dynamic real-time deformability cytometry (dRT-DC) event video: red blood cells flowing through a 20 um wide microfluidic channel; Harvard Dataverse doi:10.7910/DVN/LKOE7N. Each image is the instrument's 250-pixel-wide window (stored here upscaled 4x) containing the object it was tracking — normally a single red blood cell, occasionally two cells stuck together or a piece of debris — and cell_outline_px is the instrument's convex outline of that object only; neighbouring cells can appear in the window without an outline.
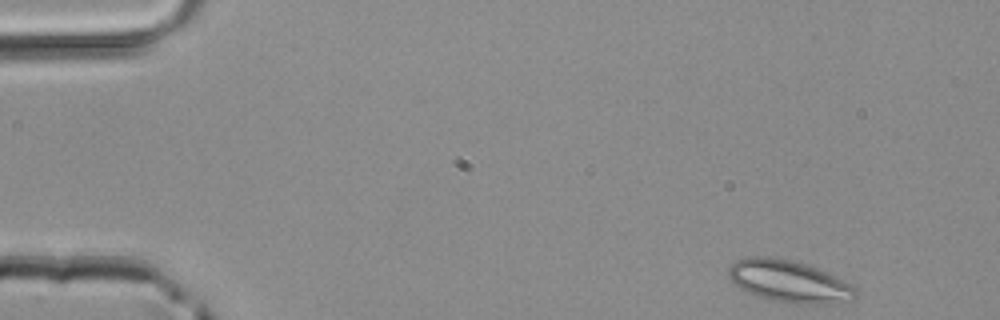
{"species": "common noctule bat (a hibernating species)", "species_latin": "Nyctalus noctula", "temperature_condition": "room temperature", "stored_images_in_passage": 45, "segment_of_instrument_passage": [1, 2], "camera_frame_rate_fps": 3000, "um_per_image_px": 0.085, "animal": {"sex": "male", "body_mass_g": 20.4}, "frame": {"image": 1, "passage_image": 1, "time_ms": 0.0, "image_size_px": [1000, 320], "cell_outline_px": [[856, 296], [824, 304], [788, 304], [768, 300], [748, 292], [740, 288], [728, 276], [728, 268], [736, 260], [748, 256], [768, 256], [792, 260], [808, 264], [856, 288]], "centroid_in_image_um": [66.96, 23.9], "position_along_channel_um": 18.0, "area_um2": 30.69}}
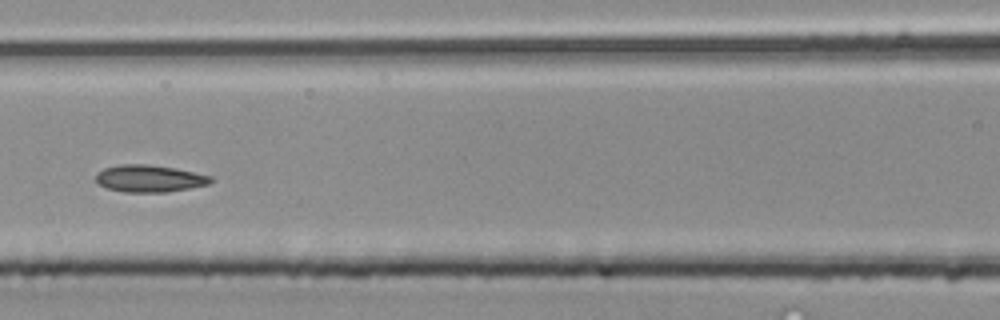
{"frame": {"image": 2, "passage_image": 18, "time_ms": 5.667, "image_size_px": [1000, 320], "cell_outline_px": [[212, 180], [208, 184], [168, 192], [124, 192], [108, 188], [100, 184], [96, 180], [96, 172], [104, 168], [120, 164], [144, 164], [176, 168], [212, 176]], "centroid_in_image_um": [12.69, 15.17], "position_along_channel_um": 153.9, "area_um2": 18.03}}
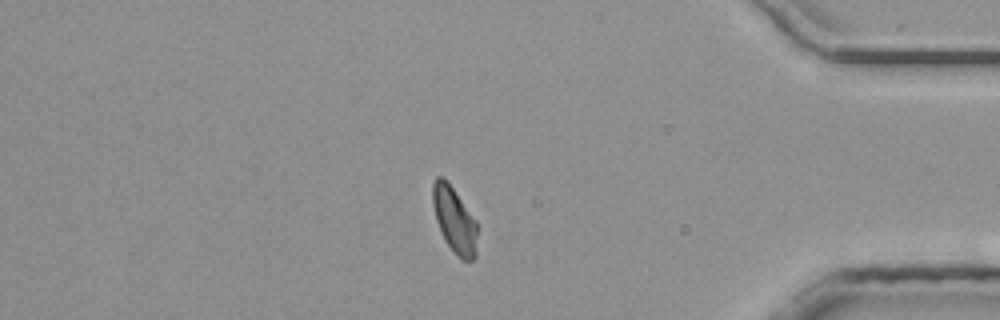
{"frame": {"image": 3, "passage_image": 37, "time_ms": 12.0, "image_size_px": [1000, 320], "cell_outline_px": [[476, 256], [472, 260], [464, 260], [444, 240], [436, 220], [432, 204], [432, 184], [436, 176], [444, 176], [476, 220]], "centroid_in_image_um": [38.6, 18.63], "position_along_channel_um": 396.6, "area_um2": 16.88}}